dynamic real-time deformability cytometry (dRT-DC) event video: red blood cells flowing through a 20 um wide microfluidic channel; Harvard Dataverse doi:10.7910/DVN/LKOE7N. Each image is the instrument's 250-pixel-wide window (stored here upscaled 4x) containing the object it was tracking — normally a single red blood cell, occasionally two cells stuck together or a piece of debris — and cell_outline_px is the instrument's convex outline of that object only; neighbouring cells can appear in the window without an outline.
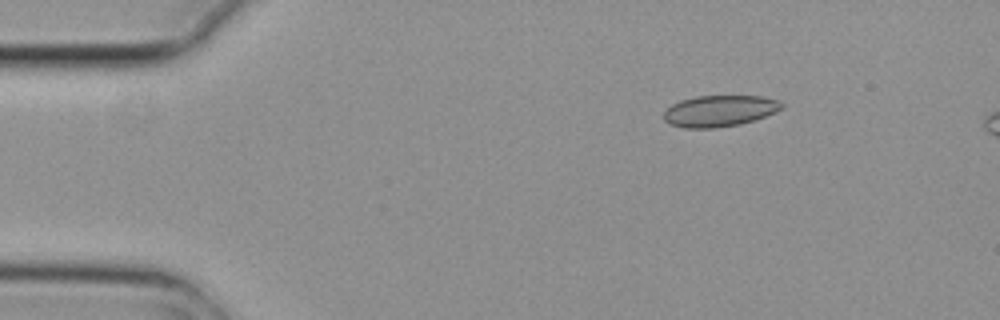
{"species": "common noctule bat (a hibernating species)", "species_latin": "Nyctalus noctula", "temperature_condition": "cold", "stored_images_in_passage": 3, "camera_frame_rate_fps": 3000, "um_per_image_px": 0.085, "animal": {"sex": "female", "body_mass_g": 29.2, "forearm_length_mm": 56.3}, "frame": {"image": 1, "passage_image": 1, "time_ms": 0.0, "image_size_px": [1000, 320], "cell_outline_px": [[784, 108], [776, 112], [756, 120], [740, 124], [716, 128], [684, 128], [672, 124], [664, 120], [664, 112], [672, 104], [680, 100], [696, 96], [764, 96], [780, 100], [784, 104]], "centroid_in_image_um": [61.22, 9.42], "position_along_channel_um": 23.8, "area_um2": 21.73}}